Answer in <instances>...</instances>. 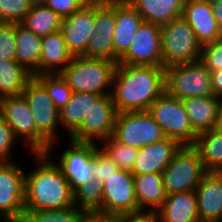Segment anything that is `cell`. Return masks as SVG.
Returning <instances> with one entry per match:
<instances>
[{
  "label": "cell",
  "instance_id": "cell-23",
  "mask_svg": "<svg viewBox=\"0 0 222 222\" xmlns=\"http://www.w3.org/2000/svg\"><path fill=\"white\" fill-rule=\"evenodd\" d=\"M72 59L61 30L42 37L40 75L60 74Z\"/></svg>",
  "mask_w": 222,
  "mask_h": 222
},
{
  "label": "cell",
  "instance_id": "cell-41",
  "mask_svg": "<svg viewBox=\"0 0 222 222\" xmlns=\"http://www.w3.org/2000/svg\"><path fill=\"white\" fill-rule=\"evenodd\" d=\"M90 0H47L45 5L61 19L70 16Z\"/></svg>",
  "mask_w": 222,
  "mask_h": 222
},
{
  "label": "cell",
  "instance_id": "cell-44",
  "mask_svg": "<svg viewBox=\"0 0 222 222\" xmlns=\"http://www.w3.org/2000/svg\"><path fill=\"white\" fill-rule=\"evenodd\" d=\"M211 87L213 95L220 98L222 96V70L211 72Z\"/></svg>",
  "mask_w": 222,
  "mask_h": 222
},
{
  "label": "cell",
  "instance_id": "cell-20",
  "mask_svg": "<svg viewBox=\"0 0 222 222\" xmlns=\"http://www.w3.org/2000/svg\"><path fill=\"white\" fill-rule=\"evenodd\" d=\"M115 18L113 57L118 61L128 51L144 20L127 0H115Z\"/></svg>",
  "mask_w": 222,
  "mask_h": 222
},
{
  "label": "cell",
  "instance_id": "cell-19",
  "mask_svg": "<svg viewBox=\"0 0 222 222\" xmlns=\"http://www.w3.org/2000/svg\"><path fill=\"white\" fill-rule=\"evenodd\" d=\"M200 222H220L222 217V172H207L195 189Z\"/></svg>",
  "mask_w": 222,
  "mask_h": 222
},
{
  "label": "cell",
  "instance_id": "cell-22",
  "mask_svg": "<svg viewBox=\"0 0 222 222\" xmlns=\"http://www.w3.org/2000/svg\"><path fill=\"white\" fill-rule=\"evenodd\" d=\"M190 123L197 134L220 127V100L214 95L182 100Z\"/></svg>",
  "mask_w": 222,
  "mask_h": 222
},
{
  "label": "cell",
  "instance_id": "cell-35",
  "mask_svg": "<svg viewBox=\"0 0 222 222\" xmlns=\"http://www.w3.org/2000/svg\"><path fill=\"white\" fill-rule=\"evenodd\" d=\"M35 77L45 86L59 111L70 101L73 92L61 74H43Z\"/></svg>",
  "mask_w": 222,
  "mask_h": 222
},
{
  "label": "cell",
  "instance_id": "cell-32",
  "mask_svg": "<svg viewBox=\"0 0 222 222\" xmlns=\"http://www.w3.org/2000/svg\"><path fill=\"white\" fill-rule=\"evenodd\" d=\"M103 181H88L73 191L74 204L87 212L102 213Z\"/></svg>",
  "mask_w": 222,
  "mask_h": 222
},
{
  "label": "cell",
  "instance_id": "cell-36",
  "mask_svg": "<svg viewBox=\"0 0 222 222\" xmlns=\"http://www.w3.org/2000/svg\"><path fill=\"white\" fill-rule=\"evenodd\" d=\"M31 7L28 0H0V23H21Z\"/></svg>",
  "mask_w": 222,
  "mask_h": 222
},
{
  "label": "cell",
  "instance_id": "cell-2",
  "mask_svg": "<svg viewBox=\"0 0 222 222\" xmlns=\"http://www.w3.org/2000/svg\"><path fill=\"white\" fill-rule=\"evenodd\" d=\"M38 167L25 173V211L75 206L73 191L58 162L47 153H34Z\"/></svg>",
  "mask_w": 222,
  "mask_h": 222
},
{
  "label": "cell",
  "instance_id": "cell-4",
  "mask_svg": "<svg viewBox=\"0 0 222 222\" xmlns=\"http://www.w3.org/2000/svg\"><path fill=\"white\" fill-rule=\"evenodd\" d=\"M202 45L181 16L161 26L163 67L200 60Z\"/></svg>",
  "mask_w": 222,
  "mask_h": 222
},
{
  "label": "cell",
  "instance_id": "cell-47",
  "mask_svg": "<svg viewBox=\"0 0 222 222\" xmlns=\"http://www.w3.org/2000/svg\"><path fill=\"white\" fill-rule=\"evenodd\" d=\"M220 100V125L222 127V96L219 98Z\"/></svg>",
  "mask_w": 222,
  "mask_h": 222
},
{
  "label": "cell",
  "instance_id": "cell-21",
  "mask_svg": "<svg viewBox=\"0 0 222 222\" xmlns=\"http://www.w3.org/2000/svg\"><path fill=\"white\" fill-rule=\"evenodd\" d=\"M180 146L176 140L165 138L138 149L132 173L134 175L162 173Z\"/></svg>",
  "mask_w": 222,
  "mask_h": 222
},
{
  "label": "cell",
  "instance_id": "cell-43",
  "mask_svg": "<svg viewBox=\"0 0 222 222\" xmlns=\"http://www.w3.org/2000/svg\"><path fill=\"white\" fill-rule=\"evenodd\" d=\"M82 222H120V216L107 215L99 212H86Z\"/></svg>",
  "mask_w": 222,
  "mask_h": 222
},
{
  "label": "cell",
  "instance_id": "cell-16",
  "mask_svg": "<svg viewBox=\"0 0 222 222\" xmlns=\"http://www.w3.org/2000/svg\"><path fill=\"white\" fill-rule=\"evenodd\" d=\"M95 26V0H90L70 16L61 19L60 30L69 52L84 56Z\"/></svg>",
  "mask_w": 222,
  "mask_h": 222
},
{
  "label": "cell",
  "instance_id": "cell-40",
  "mask_svg": "<svg viewBox=\"0 0 222 222\" xmlns=\"http://www.w3.org/2000/svg\"><path fill=\"white\" fill-rule=\"evenodd\" d=\"M16 140L11 126L0 116V162H11L10 154Z\"/></svg>",
  "mask_w": 222,
  "mask_h": 222
},
{
  "label": "cell",
  "instance_id": "cell-11",
  "mask_svg": "<svg viewBox=\"0 0 222 222\" xmlns=\"http://www.w3.org/2000/svg\"><path fill=\"white\" fill-rule=\"evenodd\" d=\"M0 215L3 222H22L25 215V172L12 162H0Z\"/></svg>",
  "mask_w": 222,
  "mask_h": 222
},
{
  "label": "cell",
  "instance_id": "cell-39",
  "mask_svg": "<svg viewBox=\"0 0 222 222\" xmlns=\"http://www.w3.org/2000/svg\"><path fill=\"white\" fill-rule=\"evenodd\" d=\"M200 61L211 72L222 70V38L202 45Z\"/></svg>",
  "mask_w": 222,
  "mask_h": 222
},
{
  "label": "cell",
  "instance_id": "cell-30",
  "mask_svg": "<svg viewBox=\"0 0 222 222\" xmlns=\"http://www.w3.org/2000/svg\"><path fill=\"white\" fill-rule=\"evenodd\" d=\"M31 77L32 74L16 61L0 60V99L22 95Z\"/></svg>",
  "mask_w": 222,
  "mask_h": 222
},
{
  "label": "cell",
  "instance_id": "cell-12",
  "mask_svg": "<svg viewBox=\"0 0 222 222\" xmlns=\"http://www.w3.org/2000/svg\"><path fill=\"white\" fill-rule=\"evenodd\" d=\"M102 214L123 216L138 212L134 174L118 169L103 182Z\"/></svg>",
  "mask_w": 222,
  "mask_h": 222
},
{
  "label": "cell",
  "instance_id": "cell-33",
  "mask_svg": "<svg viewBox=\"0 0 222 222\" xmlns=\"http://www.w3.org/2000/svg\"><path fill=\"white\" fill-rule=\"evenodd\" d=\"M86 212L76 206L63 209L25 211L22 222H82Z\"/></svg>",
  "mask_w": 222,
  "mask_h": 222
},
{
  "label": "cell",
  "instance_id": "cell-42",
  "mask_svg": "<svg viewBox=\"0 0 222 222\" xmlns=\"http://www.w3.org/2000/svg\"><path fill=\"white\" fill-rule=\"evenodd\" d=\"M120 222H161L157 211H138L120 216Z\"/></svg>",
  "mask_w": 222,
  "mask_h": 222
},
{
  "label": "cell",
  "instance_id": "cell-45",
  "mask_svg": "<svg viewBox=\"0 0 222 222\" xmlns=\"http://www.w3.org/2000/svg\"><path fill=\"white\" fill-rule=\"evenodd\" d=\"M214 18L217 20L218 25L222 29V0L211 1Z\"/></svg>",
  "mask_w": 222,
  "mask_h": 222
},
{
  "label": "cell",
  "instance_id": "cell-37",
  "mask_svg": "<svg viewBox=\"0 0 222 222\" xmlns=\"http://www.w3.org/2000/svg\"><path fill=\"white\" fill-rule=\"evenodd\" d=\"M97 146L98 145L94 143V155L91 157V175L95 180L100 179L104 182L107 177L115 173L119 168L106 152Z\"/></svg>",
  "mask_w": 222,
  "mask_h": 222
},
{
  "label": "cell",
  "instance_id": "cell-18",
  "mask_svg": "<svg viewBox=\"0 0 222 222\" xmlns=\"http://www.w3.org/2000/svg\"><path fill=\"white\" fill-rule=\"evenodd\" d=\"M182 17L191 26L201 45L221 38L222 29L214 18L210 1L185 0Z\"/></svg>",
  "mask_w": 222,
  "mask_h": 222
},
{
  "label": "cell",
  "instance_id": "cell-34",
  "mask_svg": "<svg viewBox=\"0 0 222 222\" xmlns=\"http://www.w3.org/2000/svg\"><path fill=\"white\" fill-rule=\"evenodd\" d=\"M101 148L119 169L132 172L138 149L119 142L113 135L103 140Z\"/></svg>",
  "mask_w": 222,
  "mask_h": 222
},
{
  "label": "cell",
  "instance_id": "cell-26",
  "mask_svg": "<svg viewBox=\"0 0 222 222\" xmlns=\"http://www.w3.org/2000/svg\"><path fill=\"white\" fill-rule=\"evenodd\" d=\"M157 212L161 222H200L195 190L167 195Z\"/></svg>",
  "mask_w": 222,
  "mask_h": 222
},
{
  "label": "cell",
  "instance_id": "cell-7",
  "mask_svg": "<svg viewBox=\"0 0 222 222\" xmlns=\"http://www.w3.org/2000/svg\"><path fill=\"white\" fill-rule=\"evenodd\" d=\"M148 112L160 125L165 136L180 145H193L198 134L193 129L181 99L164 92L149 107Z\"/></svg>",
  "mask_w": 222,
  "mask_h": 222
},
{
  "label": "cell",
  "instance_id": "cell-46",
  "mask_svg": "<svg viewBox=\"0 0 222 222\" xmlns=\"http://www.w3.org/2000/svg\"><path fill=\"white\" fill-rule=\"evenodd\" d=\"M32 6L45 5L47 0H28Z\"/></svg>",
  "mask_w": 222,
  "mask_h": 222
},
{
  "label": "cell",
  "instance_id": "cell-6",
  "mask_svg": "<svg viewBox=\"0 0 222 222\" xmlns=\"http://www.w3.org/2000/svg\"><path fill=\"white\" fill-rule=\"evenodd\" d=\"M165 92L181 100L213 95L211 71L200 60L165 67Z\"/></svg>",
  "mask_w": 222,
  "mask_h": 222
},
{
  "label": "cell",
  "instance_id": "cell-14",
  "mask_svg": "<svg viewBox=\"0 0 222 222\" xmlns=\"http://www.w3.org/2000/svg\"><path fill=\"white\" fill-rule=\"evenodd\" d=\"M115 25V0H95V26L93 35L87 44L85 57L103 58L118 62L113 57Z\"/></svg>",
  "mask_w": 222,
  "mask_h": 222
},
{
  "label": "cell",
  "instance_id": "cell-1",
  "mask_svg": "<svg viewBox=\"0 0 222 222\" xmlns=\"http://www.w3.org/2000/svg\"><path fill=\"white\" fill-rule=\"evenodd\" d=\"M112 87L118 113L148 111L165 92V67L117 63Z\"/></svg>",
  "mask_w": 222,
  "mask_h": 222
},
{
  "label": "cell",
  "instance_id": "cell-9",
  "mask_svg": "<svg viewBox=\"0 0 222 222\" xmlns=\"http://www.w3.org/2000/svg\"><path fill=\"white\" fill-rule=\"evenodd\" d=\"M113 136L137 149L167 138L148 111L118 113Z\"/></svg>",
  "mask_w": 222,
  "mask_h": 222
},
{
  "label": "cell",
  "instance_id": "cell-28",
  "mask_svg": "<svg viewBox=\"0 0 222 222\" xmlns=\"http://www.w3.org/2000/svg\"><path fill=\"white\" fill-rule=\"evenodd\" d=\"M193 146L207 172H222V127L199 133Z\"/></svg>",
  "mask_w": 222,
  "mask_h": 222
},
{
  "label": "cell",
  "instance_id": "cell-3",
  "mask_svg": "<svg viewBox=\"0 0 222 222\" xmlns=\"http://www.w3.org/2000/svg\"><path fill=\"white\" fill-rule=\"evenodd\" d=\"M116 65L108 59L76 56L60 74L72 92L111 95L112 89L107 88H112Z\"/></svg>",
  "mask_w": 222,
  "mask_h": 222
},
{
  "label": "cell",
  "instance_id": "cell-38",
  "mask_svg": "<svg viewBox=\"0 0 222 222\" xmlns=\"http://www.w3.org/2000/svg\"><path fill=\"white\" fill-rule=\"evenodd\" d=\"M15 23H0V60L15 61Z\"/></svg>",
  "mask_w": 222,
  "mask_h": 222
},
{
  "label": "cell",
  "instance_id": "cell-8",
  "mask_svg": "<svg viewBox=\"0 0 222 222\" xmlns=\"http://www.w3.org/2000/svg\"><path fill=\"white\" fill-rule=\"evenodd\" d=\"M0 116L11 126L17 139L21 137L29 142L33 154L49 151L51 144L37 131L32 111L23 95L1 98Z\"/></svg>",
  "mask_w": 222,
  "mask_h": 222
},
{
  "label": "cell",
  "instance_id": "cell-29",
  "mask_svg": "<svg viewBox=\"0 0 222 222\" xmlns=\"http://www.w3.org/2000/svg\"><path fill=\"white\" fill-rule=\"evenodd\" d=\"M99 97L94 93H72L70 101L59 111V125L66 128L69 137L81 126L85 115Z\"/></svg>",
  "mask_w": 222,
  "mask_h": 222
},
{
  "label": "cell",
  "instance_id": "cell-5",
  "mask_svg": "<svg viewBox=\"0 0 222 222\" xmlns=\"http://www.w3.org/2000/svg\"><path fill=\"white\" fill-rule=\"evenodd\" d=\"M206 173L198 150L193 145H181L162 172L166 194L195 190Z\"/></svg>",
  "mask_w": 222,
  "mask_h": 222
},
{
  "label": "cell",
  "instance_id": "cell-24",
  "mask_svg": "<svg viewBox=\"0 0 222 222\" xmlns=\"http://www.w3.org/2000/svg\"><path fill=\"white\" fill-rule=\"evenodd\" d=\"M144 22L159 26L183 15L185 0H127Z\"/></svg>",
  "mask_w": 222,
  "mask_h": 222
},
{
  "label": "cell",
  "instance_id": "cell-17",
  "mask_svg": "<svg viewBox=\"0 0 222 222\" xmlns=\"http://www.w3.org/2000/svg\"><path fill=\"white\" fill-rule=\"evenodd\" d=\"M70 148L63 150L59 158V167L68 180L72 191L88 181H95L91 171V157L94 155V143L70 139Z\"/></svg>",
  "mask_w": 222,
  "mask_h": 222
},
{
  "label": "cell",
  "instance_id": "cell-31",
  "mask_svg": "<svg viewBox=\"0 0 222 222\" xmlns=\"http://www.w3.org/2000/svg\"><path fill=\"white\" fill-rule=\"evenodd\" d=\"M34 34L43 37L60 30L61 18L46 5H35L20 23Z\"/></svg>",
  "mask_w": 222,
  "mask_h": 222
},
{
  "label": "cell",
  "instance_id": "cell-25",
  "mask_svg": "<svg viewBox=\"0 0 222 222\" xmlns=\"http://www.w3.org/2000/svg\"><path fill=\"white\" fill-rule=\"evenodd\" d=\"M15 61L32 76L40 75L42 37L15 23Z\"/></svg>",
  "mask_w": 222,
  "mask_h": 222
},
{
  "label": "cell",
  "instance_id": "cell-13",
  "mask_svg": "<svg viewBox=\"0 0 222 222\" xmlns=\"http://www.w3.org/2000/svg\"><path fill=\"white\" fill-rule=\"evenodd\" d=\"M117 110L111 95L100 96L85 115L81 126L69 139L81 142H92L107 139L113 135Z\"/></svg>",
  "mask_w": 222,
  "mask_h": 222
},
{
  "label": "cell",
  "instance_id": "cell-10",
  "mask_svg": "<svg viewBox=\"0 0 222 222\" xmlns=\"http://www.w3.org/2000/svg\"><path fill=\"white\" fill-rule=\"evenodd\" d=\"M22 95L32 111L37 131L51 144L47 152L50 155L53 144L58 142L56 131L60 123L59 110L53 104L45 86L35 76L27 81Z\"/></svg>",
  "mask_w": 222,
  "mask_h": 222
},
{
  "label": "cell",
  "instance_id": "cell-27",
  "mask_svg": "<svg viewBox=\"0 0 222 222\" xmlns=\"http://www.w3.org/2000/svg\"><path fill=\"white\" fill-rule=\"evenodd\" d=\"M134 186L140 211H158L161 208L167 197L162 173L134 175Z\"/></svg>",
  "mask_w": 222,
  "mask_h": 222
},
{
  "label": "cell",
  "instance_id": "cell-15",
  "mask_svg": "<svg viewBox=\"0 0 222 222\" xmlns=\"http://www.w3.org/2000/svg\"><path fill=\"white\" fill-rule=\"evenodd\" d=\"M118 64L163 67L161 26L143 22Z\"/></svg>",
  "mask_w": 222,
  "mask_h": 222
}]
</instances>
